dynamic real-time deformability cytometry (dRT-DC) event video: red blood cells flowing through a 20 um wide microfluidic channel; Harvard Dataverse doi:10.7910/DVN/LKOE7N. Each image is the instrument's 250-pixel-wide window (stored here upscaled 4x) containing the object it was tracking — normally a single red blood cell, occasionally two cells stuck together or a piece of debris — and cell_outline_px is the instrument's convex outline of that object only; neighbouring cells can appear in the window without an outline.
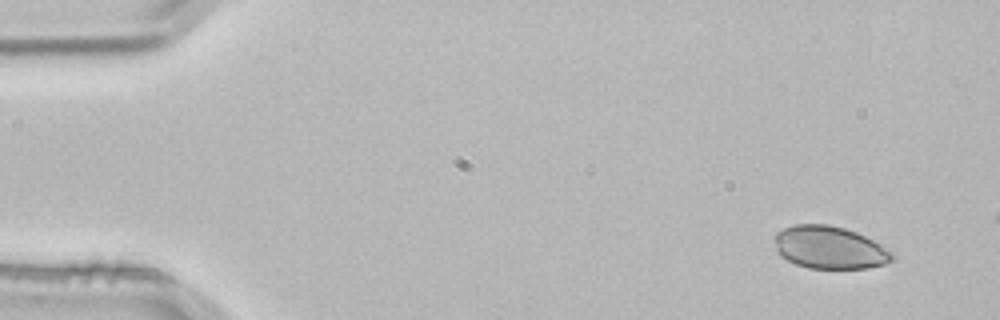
{"species": "common noctule bat (a hibernating species)", "species_latin": "Nyctalus noctula", "temperature_condition": "room temperature", "stored_images_in_passage": 2, "camera_frame_rate_fps": 3000, "um_per_image_px": 0.085, "animal": {"sex": "male", "body_mass_g": 21.5, "forearm_length_mm": 52.0}, "frame": {"image": 1, "passage_image": 1, "time_ms": 0.0, "image_size_px": [1000, 320], "cell_outline_px": [[896, 256], [892, 260], [884, 264], [868, 268], [808, 268], [796, 264], [780, 256], [776, 248], [776, 232], [792, 224], [828, 224], [844, 228], [856, 232], [880, 244], [892, 252]], "centroid_in_image_um": [70.52, 21.04], "position_along_channel_um": 14.5, "area_um2": 29.13}}